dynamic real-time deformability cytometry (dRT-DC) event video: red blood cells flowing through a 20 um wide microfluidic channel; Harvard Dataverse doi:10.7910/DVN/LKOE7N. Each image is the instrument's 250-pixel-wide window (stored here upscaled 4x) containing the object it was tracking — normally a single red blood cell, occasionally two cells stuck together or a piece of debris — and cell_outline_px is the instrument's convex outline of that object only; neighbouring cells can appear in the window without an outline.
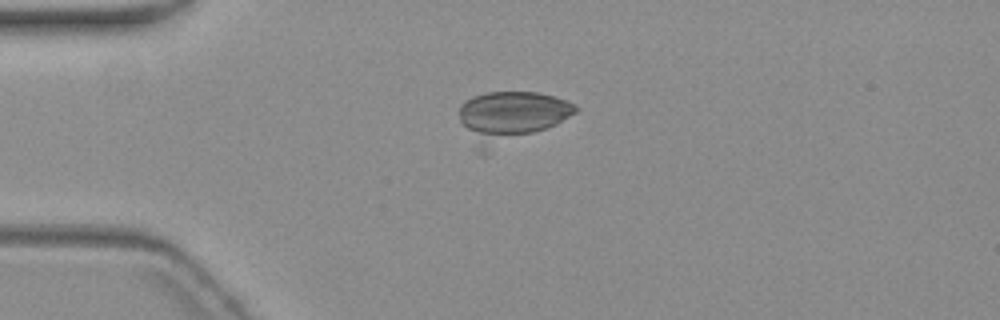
{"species": "common noctule bat (a hibernating species)", "species_latin": "Nyctalus noctula", "temperature_condition": "warm", "stored_images_in_passage": 5, "camera_frame_rate_fps": 3000, "um_per_image_px": 0.085, "animal": {"sex": "female", "body_mass_g": 19.3, "forearm_length_mm": 54.1}, "frame": {"image": 1, "passage_image": 3, "time_ms": 5.0, "image_size_px": [1000, 320], "cell_outline_px": [[580, 108], [576, 112], [556, 124], [548, 128], [532, 132], [480, 132], [468, 128], [460, 120], [460, 104], [464, 100], [472, 96], [488, 92], [536, 92], [552, 96], [576, 104]], "centroid_in_image_um": [43.7, 9.5], "position_along_channel_um": 41.3, "area_um2": 27.92}}
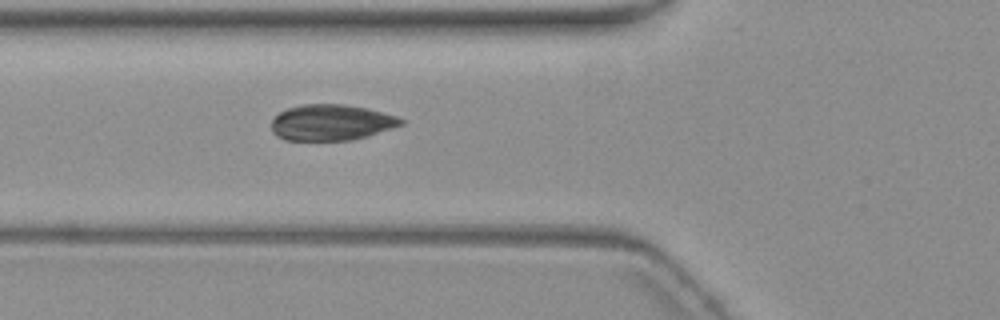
{"frame": {"image": 2, "passage_image": 5, "time_ms": 7.333, "image_size_px": [1000, 320], "cell_outline_px": [[404, 124], [368, 136], [352, 140], [284, 140], [276, 136], [272, 132], [272, 120], [280, 112], [288, 108], [304, 104], [344, 104], [368, 108], [396, 116], [404, 120]], "centroid_in_image_um": [28.16, 10.41], "position_along_channel_um": 97.6, "area_um2": 27.17}}